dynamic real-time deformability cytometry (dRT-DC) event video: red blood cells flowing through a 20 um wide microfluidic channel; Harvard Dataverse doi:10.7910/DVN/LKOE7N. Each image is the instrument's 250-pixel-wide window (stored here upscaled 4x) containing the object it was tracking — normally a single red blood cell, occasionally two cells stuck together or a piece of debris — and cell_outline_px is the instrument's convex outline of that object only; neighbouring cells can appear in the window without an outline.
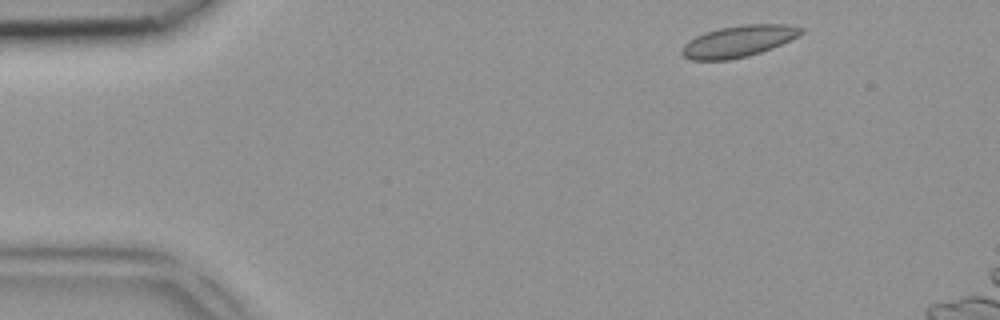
{"species": "common noctule bat (a hibernating species)", "species_latin": "Nyctalus noctula", "temperature_condition": "room temperature", "stored_images_in_passage": 2, "camera_frame_rate_fps": 3000, "um_per_image_px": 0.085, "animal": {"sex": "female", "body_mass_g": 18.4}, "frame": {"image": 1, "passage_image": 1, "time_ms": 0.0, "image_size_px": [1000, 320], "cell_outline_px": [[804, 32], [772, 48], [748, 56], [728, 60], [692, 60], [684, 56], [680, 52], [680, 48], [688, 40], [704, 32], [720, 28], [744, 24], [788, 24], [804, 28]], "centroid_in_image_um": [62.73, 3.5], "position_along_channel_um": 22.3, "area_um2": 21.85}}